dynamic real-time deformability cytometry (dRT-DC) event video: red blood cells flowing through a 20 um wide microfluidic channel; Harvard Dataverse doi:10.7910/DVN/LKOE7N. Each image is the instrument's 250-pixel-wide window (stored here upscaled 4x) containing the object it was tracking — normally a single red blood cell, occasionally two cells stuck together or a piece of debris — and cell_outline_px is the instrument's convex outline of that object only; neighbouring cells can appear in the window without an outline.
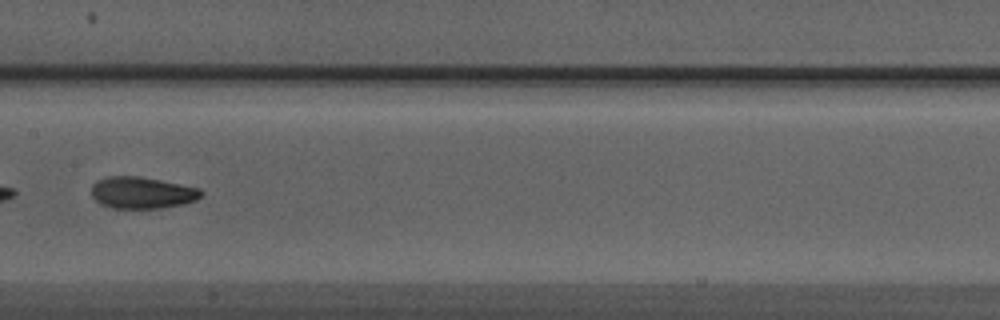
{"species": "Egyptian fruit bat (a non-hibernating species)", "species_latin": "Rousettus aegyptiacus", "temperature_condition": "warm", "stored_images_in_passage": 32, "camera_frame_rate_fps": 3000, "um_per_image_px": 0.085, "animal": {"sex": "male"}, "frame": {"image": 1, "passage_image": 10, "time_ms": 3.0, "image_size_px": [1000, 320], "cell_outline_px": [[204, 192], [196, 200], [184, 204], [160, 208], [112, 208], [100, 204], [92, 196], [92, 184], [96, 180], [108, 176], [140, 176], [200, 188]], "centroid_in_image_um": [12.06, 16.37], "position_along_channel_um": 195.3, "area_um2": 20.35}}